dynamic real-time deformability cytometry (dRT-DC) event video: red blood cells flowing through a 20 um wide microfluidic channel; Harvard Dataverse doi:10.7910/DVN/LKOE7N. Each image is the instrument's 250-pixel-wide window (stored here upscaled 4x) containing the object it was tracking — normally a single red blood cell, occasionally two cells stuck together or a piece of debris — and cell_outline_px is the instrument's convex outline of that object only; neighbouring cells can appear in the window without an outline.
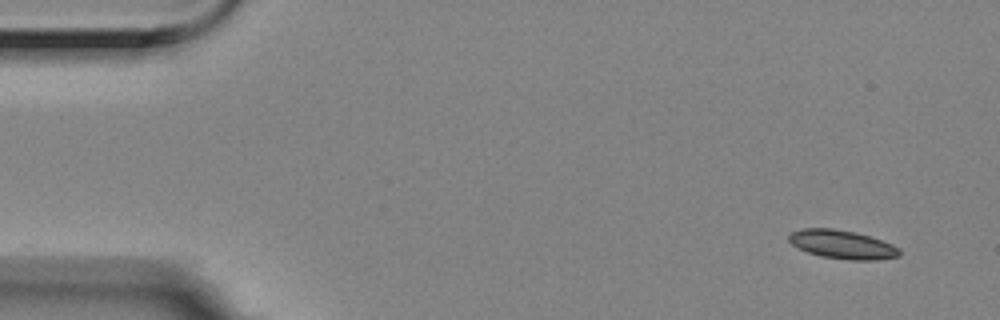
{"species": "Egyptian fruit bat (a non-hibernating species)", "species_latin": "Rousettus aegyptiacus", "temperature_condition": "room temperature", "stored_images_in_passage": 4, "segment_of_instrument_passage": [1, 2], "camera_frame_rate_fps": 3000, "um_per_image_px": 0.085, "animal": {"sex": "female"}, "frame": {"image": 1, "passage_image": 1, "time_ms": 0.0, "image_size_px": [1000, 320], "cell_outline_px": [[900, 256], [880, 260], [848, 260], [820, 256], [808, 252], [792, 244], [788, 240], [788, 236], [792, 232], [800, 228], [832, 228], [852, 232], [868, 236], [892, 244], [900, 248]], "centroid_in_image_um": [71.6, 20.79], "position_along_channel_um": 13.4, "area_um2": 18.38}}